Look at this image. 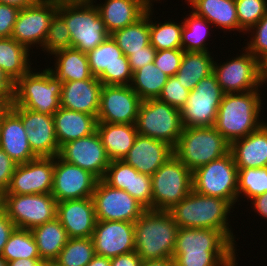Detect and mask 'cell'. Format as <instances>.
Masks as SVG:
<instances>
[{
  "instance_id": "1",
  "label": "cell",
  "mask_w": 267,
  "mask_h": 266,
  "mask_svg": "<svg viewBox=\"0 0 267 266\" xmlns=\"http://www.w3.org/2000/svg\"><path fill=\"white\" fill-rule=\"evenodd\" d=\"M236 248L220 230L179 228L172 258L175 266H238Z\"/></svg>"
},
{
  "instance_id": "2",
  "label": "cell",
  "mask_w": 267,
  "mask_h": 266,
  "mask_svg": "<svg viewBox=\"0 0 267 266\" xmlns=\"http://www.w3.org/2000/svg\"><path fill=\"white\" fill-rule=\"evenodd\" d=\"M235 209L227 200L201 195L192 190L168 212L179 228L220 230L235 246L236 236L229 224ZM230 226V227H229Z\"/></svg>"
},
{
  "instance_id": "3",
  "label": "cell",
  "mask_w": 267,
  "mask_h": 266,
  "mask_svg": "<svg viewBox=\"0 0 267 266\" xmlns=\"http://www.w3.org/2000/svg\"><path fill=\"white\" fill-rule=\"evenodd\" d=\"M261 93L260 89H256L224 94L214 127L230 144L246 137L266 122L260 116L264 108Z\"/></svg>"
},
{
  "instance_id": "4",
  "label": "cell",
  "mask_w": 267,
  "mask_h": 266,
  "mask_svg": "<svg viewBox=\"0 0 267 266\" xmlns=\"http://www.w3.org/2000/svg\"><path fill=\"white\" fill-rule=\"evenodd\" d=\"M178 229L168 211L147 209L134 223L135 252L141 260L172 258Z\"/></svg>"
},
{
  "instance_id": "5",
  "label": "cell",
  "mask_w": 267,
  "mask_h": 266,
  "mask_svg": "<svg viewBox=\"0 0 267 266\" xmlns=\"http://www.w3.org/2000/svg\"><path fill=\"white\" fill-rule=\"evenodd\" d=\"M46 67L39 72L34 67L15 82V106L46 115H53L61 107L62 81Z\"/></svg>"
},
{
  "instance_id": "6",
  "label": "cell",
  "mask_w": 267,
  "mask_h": 266,
  "mask_svg": "<svg viewBox=\"0 0 267 266\" xmlns=\"http://www.w3.org/2000/svg\"><path fill=\"white\" fill-rule=\"evenodd\" d=\"M230 152V143L211 127L183 128L173 154L192 172Z\"/></svg>"
},
{
  "instance_id": "7",
  "label": "cell",
  "mask_w": 267,
  "mask_h": 266,
  "mask_svg": "<svg viewBox=\"0 0 267 266\" xmlns=\"http://www.w3.org/2000/svg\"><path fill=\"white\" fill-rule=\"evenodd\" d=\"M57 13L67 24L72 48L87 53L110 37L94 4H58Z\"/></svg>"
},
{
  "instance_id": "8",
  "label": "cell",
  "mask_w": 267,
  "mask_h": 266,
  "mask_svg": "<svg viewBox=\"0 0 267 266\" xmlns=\"http://www.w3.org/2000/svg\"><path fill=\"white\" fill-rule=\"evenodd\" d=\"M192 183L195 192L222 198L234 207L238 202V168L232 153L196 168Z\"/></svg>"
},
{
  "instance_id": "9",
  "label": "cell",
  "mask_w": 267,
  "mask_h": 266,
  "mask_svg": "<svg viewBox=\"0 0 267 266\" xmlns=\"http://www.w3.org/2000/svg\"><path fill=\"white\" fill-rule=\"evenodd\" d=\"M152 210L169 211L192 190V171L174 154L151 176Z\"/></svg>"
},
{
  "instance_id": "10",
  "label": "cell",
  "mask_w": 267,
  "mask_h": 266,
  "mask_svg": "<svg viewBox=\"0 0 267 266\" xmlns=\"http://www.w3.org/2000/svg\"><path fill=\"white\" fill-rule=\"evenodd\" d=\"M138 134L175 147L183 130L180 109L158 99L141 102L135 122Z\"/></svg>"
},
{
  "instance_id": "11",
  "label": "cell",
  "mask_w": 267,
  "mask_h": 266,
  "mask_svg": "<svg viewBox=\"0 0 267 266\" xmlns=\"http://www.w3.org/2000/svg\"><path fill=\"white\" fill-rule=\"evenodd\" d=\"M223 96L214 73L201 79L180 110L183 128L214 126Z\"/></svg>"
},
{
  "instance_id": "12",
  "label": "cell",
  "mask_w": 267,
  "mask_h": 266,
  "mask_svg": "<svg viewBox=\"0 0 267 266\" xmlns=\"http://www.w3.org/2000/svg\"><path fill=\"white\" fill-rule=\"evenodd\" d=\"M4 211L16 228L31 230L53 220L57 201L48 194H4Z\"/></svg>"
},
{
  "instance_id": "13",
  "label": "cell",
  "mask_w": 267,
  "mask_h": 266,
  "mask_svg": "<svg viewBox=\"0 0 267 266\" xmlns=\"http://www.w3.org/2000/svg\"><path fill=\"white\" fill-rule=\"evenodd\" d=\"M226 62L214 61L213 73L224 94L245 93L260 89L258 59L245 47ZM229 60V61H228Z\"/></svg>"
},
{
  "instance_id": "14",
  "label": "cell",
  "mask_w": 267,
  "mask_h": 266,
  "mask_svg": "<svg viewBox=\"0 0 267 266\" xmlns=\"http://www.w3.org/2000/svg\"><path fill=\"white\" fill-rule=\"evenodd\" d=\"M57 10L58 4L54 0H38L33 5L20 9L11 38L32 53L35 45L36 49L42 48L51 19Z\"/></svg>"
},
{
  "instance_id": "15",
  "label": "cell",
  "mask_w": 267,
  "mask_h": 266,
  "mask_svg": "<svg viewBox=\"0 0 267 266\" xmlns=\"http://www.w3.org/2000/svg\"><path fill=\"white\" fill-rule=\"evenodd\" d=\"M90 71L103 85H130L133 72L128 58L112 37L86 53Z\"/></svg>"
},
{
  "instance_id": "16",
  "label": "cell",
  "mask_w": 267,
  "mask_h": 266,
  "mask_svg": "<svg viewBox=\"0 0 267 266\" xmlns=\"http://www.w3.org/2000/svg\"><path fill=\"white\" fill-rule=\"evenodd\" d=\"M97 221H126L135 223L147 210L125 190L115 189L98 180L92 194Z\"/></svg>"
},
{
  "instance_id": "17",
  "label": "cell",
  "mask_w": 267,
  "mask_h": 266,
  "mask_svg": "<svg viewBox=\"0 0 267 266\" xmlns=\"http://www.w3.org/2000/svg\"><path fill=\"white\" fill-rule=\"evenodd\" d=\"M141 102L130 85H103L97 120L112 124H135Z\"/></svg>"
},
{
  "instance_id": "18",
  "label": "cell",
  "mask_w": 267,
  "mask_h": 266,
  "mask_svg": "<svg viewBox=\"0 0 267 266\" xmlns=\"http://www.w3.org/2000/svg\"><path fill=\"white\" fill-rule=\"evenodd\" d=\"M98 178L79 166L54 157L51 195L57 202L92 197Z\"/></svg>"
},
{
  "instance_id": "19",
  "label": "cell",
  "mask_w": 267,
  "mask_h": 266,
  "mask_svg": "<svg viewBox=\"0 0 267 266\" xmlns=\"http://www.w3.org/2000/svg\"><path fill=\"white\" fill-rule=\"evenodd\" d=\"M67 163L89 171L99 180L103 179L110 164L98 132L63 144L59 155Z\"/></svg>"
},
{
  "instance_id": "20",
  "label": "cell",
  "mask_w": 267,
  "mask_h": 266,
  "mask_svg": "<svg viewBox=\"0 0 267 266\" xmlns=\"http://www.w3.org/2000/svg\"><path fill=\"white\" fill-rule=\"evenodd\" d=\"M53 174L54 157H38L32 161L17 164L4 194L51 193Z\"/></svg>"
},
{
  "instance_id": "21",
  "label": "cell",
  "mask_w": 267,
  "mask_h": 266,
  "mask_svg": "<svg viewBox=\"0 0 267 266\" xmlns=\"http://www.w3.org/2000/svg\"><path fill=\"white\" fill-rule=\"evenodd\" d=\"M10 108L21 118L29 145L37 157H55L59 155L60 147L55 133L53 115L20 108L12 102Z\"/></svg>"
},
{
  "instance_id": "22",
  "label": "cell",
  "mask_w": 267,
  "mask_h": 266,
  "mask_svg": "<svg viewBox=\"0 0 267 266\" xmlns=\"http://www.w3.org/2000/svg\"><path fill=\"white\" fill-rule=\"evenodd\" d=\"M95 253L106 258L135 251L134 223L97 221L92 234Z\"/></svg>"
},
{
  "instance_id": "23",
  "label": "cell",
  "mask_w": 267,
  "mask_h": 266,
  "mask_svg": "<svg viewBox=\"0 0 267 266\" xmlns=\"http://www.w3.org/2000/svg\"><path fill=\"white\" fill-rule=\"evenodd\" d=\"M68 238L92 237L97 222L92 197L57 202V215Z\"/></svg>"
},
{
  "instance_id": "24",
  "label": "cell",
  "mask_w": 267,
  "mask_h": 266,
  "mask_svg": "<svg viewBox=\"0 0 267 266\" xmlns=\"http://www.w3.org/2000/svg\"><path fill=\"white\" fill-rule=\"evenodd\" d=\"M172 155L173 148L167 143L138 134L123 161L139 173L152 176Z\"/></svg>"
},
{
  "instance_id": "25",
  "label": "cell",
  "mask_w": 267,
  "mask_h": 266,
  "mask_svg": "<svg viewBox=\"0 0 267 266\" xmlns=\"http://www.w3.org/2000/svg\"><path fill=\"white\" fill-rule=\"evenodd\" d=\"M0 148L17 164L38 158L29 145L21 118L10 107L0 119Z\"/></svg>"
},
{
  "instance_id": "26",
  "label": "cell",
  "mask_w": 267,
  "mask_h": 266,
  "mask_svg": "<svg viewBox=\"0 0 267 266\" xmlns=\"http://www.w3.org/2000/svg\"><path fill=\"white\" fill-rule=\"evenodd\" d=\"M102 86L98 79L62 82L60 105L97 117Z\"/></svg>"
},
{
  "instance_id": "27",
  "label": "cell",
  "mask_w": 267,
  "mask_h": 266,
  "mask_svg": "<svg viewBox=\"0 0 267 266\" xmlns=\"http://www.w3.org/2000/svg\"><path fill=\"white\" fill-rule=\"evenodd\" d=\"M230 152L237 168L267 167V122L246 137L233 141Z\"/></svg>"
},
{
  "instance_id": "28",
  "label": "cell",
  "mask_w": 267,
  "mask_h": 266,
  "mask_svg": "<svg viewBox=\"0 0 267 266\" xmlns=\"http://www.w3.org/2000/svg\"><path fill=\"white\" fill-rule=\"evenodd\" d=\"M94 4L109 34L131 25L150 8L143 0H104Z\"/></svg>"
},
{
  "instance_id": "29",
  "label": "cell",
  "mask_w": 267,
  "mask_h": 266,
  "mask_svg": "<svg viewBox=\"0 0 267 266\" xmlns=\"http://www.w3.org/2000/svg\"><path fill=\"white\" fill-rule=\"evenodd\" d=\"M185 2L191 7L192 12L214 25L213 28L222 29L224 33L229 30L246 35L239 26L235 0H185Z\"/></svg>"
},
{
  "instance_id": "30",
  "label": "cell",
  "mask_w": 267,
  "mask_h": 266,
  "mask_svg": "<svg viewBox=\"0 0 267 266\" xmlns=\"http://www.w3.org/2000/svg\"><path fill=\"white\" fill-rule=\"evenodd\" d=\"M53 118L59 147L97 131L98 120L94 115L60 107Z\"/></svg>"
},
{
  "instance_id": "31",
  "label": "cell",
  "mask_w": 267,
  "mask_h": 266,
  "mask_svg": "<svg viewBox=\"0 0 267 266\" xmlns=\"http://www.w3.org/2000/svg\"><path fill=\"white\" fill-rule=\"evenodd\" d=\"M97 132L110 161L123 160L138 135L135 124L98 122Z\"/></svg>"
},
{
  "instance_id": "32",
  "label": "cell",
  "mask_w": 267,
  "mask_h": 266,
  "mask_svg": "<svg viewBox=\"0 0 267 266\" xmlns=\"http://www.w3.org/2000/svg\"><path fill=\"white\" fill-rule=\"evenodd\" d=\"M53 57L54 68L48 69L62 82L98 79L90 71L87 54L81 50L64 49L55 52Z\"/></svg>"
},
{
  "instance_id": "33",
  "label": "cell",
  "mask_w": 267,
  "mask_h": 266,
  "mask_svg": "<svg viewBox=\"0 0 267 266\" xmlns=\"http://www.w3.org/2000/svg\"><path fill=\"white\" fill-rule=\"evenodd\" d=\"M30 231L33 234L42 261H55L69 239L66 230L57 217L32 228Z\"/></svg>"
},
{
  "instance_id": "34",
  "label": "cell",
  "mask_w": 267,
  "mask_h": 266,
  "mask_svg": "<svg viewBox=\"0 0 267 266\" xmlns=\"http://www.w3.org/2000/svg\"><path fill=\"white\" fill-rule=\"evenodd\" d=\"M212 52L184 51L175 77L187 90L192 91L197 83L213 73L214 55Z\"/></svg>"
},
{
  "instance_id": "35",
  "label": "cell",
  "mask_w": 267,
  "mask_h": 266,
  "mask_svg": "<svg viewBox=\"0 0 267 266\" xmlns=\"http://www.w3.org/2000/svg\"><path fill=\"white\" fill-rule=\"evenodd\" d=\"M31 54L33 53L15 39L0 38V68L14 82L32 69Z\"/></svg>"
},
{
  "instance_id": "36",
  "label": "cell",
  "mask_w": 267,
  "mask_h": 266,
  "mask_svg": "<svg viewBox=\"0 0 267 266\" xmlns=\"http://www.w3.org/2000/svg\"><path fill=\"white\" fill-rule=\"evenodd\" d=\"M110 36L126 57L149 45V9L138 21L114 31Z\"/></svg>"
},
{
  "instance_id": "37",
  "label": "cell",
  "mask_w": 267,
  "mask_h": 266,
  "mask_svg": "<svg viewBox=\"0 0 267 266\" xmlns=\"http://www.w3.org/2000/svg\"><path fill=\"white\" fill-rule=\"evenodd\" d=\"M186 15L188 17H183L184 24L181 36L182 50L210 52L206 41H208L207 37L211 36L210 31L212 32L211 28L213 25L208 20L196 15L192 11Z\"/></svg>"
},
{
  "instance_id": "38",
  "label": "cell",
  "mask_w": 267,
  "mask_h": 266,
  "mask_svg": "<svg viewBox=\"0 0 267 266\" xmlns=\"http://www.w3.org/2000/svg\"><path fill=\"white\" fill-rule=\"evenodd\" d=\"M168 78L169 76L152 62L133 72L130 86L142 101L158 99Z\"/></svg>"
},
{
  "instance_id": "39",
  "label": "cell",
  "mask_w": 267,
  "mask_h": 266,
  "mask_svg": "<svg viewBox=\"0 0 267 266\" xmlns=\"http://www.w3.org/2000/svg\"><path fill=\"white\" fill-rule=\"evenodd\" d=\"M154 7L149 8V31L150 44L157 50L165 49H182L181 36L183 29V21L174 22L169 19L165 22L151 20L153 18ZM152 17V18H151Z\"/></svg>"
},
{
  "instance_id": "40",
  "label": "cell",
  "mask_w": 267,
  "mask_h": 266,
  "mask_svg": "<svg viewBox=\"0 0 267 266\" xmlns=\"http://www.w3.org/2000/svg\"><path fill=\"white\" fill-rule=\"evenodd\" d=\"M1 256L7 261L41 259L37 244L30 230L15 228L10 234Z\"/></svg>"
},
{
  "instance_id": "41",
  "label": "cell",
  "mask_w": 267,
  "mask_h": 266,
  "mask_svg": "<svg viewBox=\"0 0 267 266\" xmlns=\"http://www.w3.org/2000/svg\"><path fill=\"white\" fill-rule=\"evenodd\" d=\"M95 255L91 237L69 238L55 261L59 266H86Z\"/></svg>"
},
{
  "instance_id": "42",
  "label": "cell",
  "mask_w": 267,
  "mask_h": 266,
  "mask_svg": "<svg viewBox=\"0 0 267 266\" xmlns=\"http://www.w3.org/2000/svg\"><path fill=\"white\" fill-rule=\"evenodd\" d=\"M238 202L243 197L249 200L267 192V167L238 168Z\"/></svg>"
},
{
  "instance_id": "43",
  "label": "cell",
  "mask_w": 267,
  "mask_h": 266,
  "mask_svg": "<svg viewBox=\"0 0 267 266\" xmlns=\"http://www.w3.org/2000/svg\"><path fill=\"white\" fill-rule=\"evenodd\" d=\"M72 48L71 36L65 20L56 13L51 19L42 50L52 56L55 52Z\"/></svg>"
},
{
  "instance_id": "44",
  "label": "cell",
  "mask_w": 267,
  "mask_h": 266,
  "mask_svg": "<svg viewBox=\"0 0 267 266\" xmlns=\"http://www.w3.org/2000/svg\"><path fill=\"white\" fill-rule=\"evenodd\" d=\"M239 26L247 32L267 13V0H235Z\"/></svg>"
},
{
  "instance_id": "45",
  "label": "cell",
  "mask_w": 267,
  "mask_h": 266,
  "mask_svg": "<svg viewBox=\"0 0 267 266\" xmlns=\"http://www.w3.org/2000/svg\"><path fill=\"white\" fill-rule=\"evenodd\" d=\"M102 180L112 188L125 190L130 194L133 183V167L123 160L110 161Z\"/></svg>"
},
{
  "instance_id": "46",
  "label": "cell",
  "mask_w": 267,
  "mask_h": 266,
  "mask_svg": "<svg viewBox=\"0 0 267 266\" xmlns=\"http://www.w3.org/2000/svg\"><path fill=\"white\" fill-rule=\"evenodd\" d=\"M251 35L244 46L258 61L267 56V13L246 34Z\"/></svg>"
},
{
  "instance_id": "47",
  "label": "cell",
  "mask_w": 267,
  "mask_h": 266,
  "mask_svg": "<svg viewBox=\"0 0 267 266\" xmlns=\"http://www.w3.org/2000/svg\"><path fill=\"white\" fill-rule=\"evenodd\" d=\"M182 85L183 84L175 76L169 77L166 84L163 86L158 100L181 110L190 92Z\"/></svg>"
},
{
  "instance_id": "48",
  "label": "cell",
  "mask_w": 267,
  "mask_h": 266,
  "mask_svg": "<svg viewBox=\"0 0 267 266\" xmlns=\"http://www.w3.org/2000/svg\"><path fill=\"white\" fill-rule=\"evenodd\" d=\"M130 195L146 209L152 210V179L147 174L139 173L133 167V183Z\"/></svg>"
},
{
  "instance_id": "49",
  "label": "cell",
  "mask_w": 267,
  "mask_h": 266,
  "mask_svg": "<svg viewBox=\"0 0 267 266\" xmlns=\"http://www.w3.org/2000/svg\"><path fill=\"white\" fill-rule=\"evenodd\" d=\"M184 55L182 49H165L156 51L154 64L169 77L175 76Z\"/></svg>"
},
{
  "instance_id": "50",
  "label": "cell",
  "mask_w": 267,
  "mask_h": 266,
  "mask_svg": "<svg viewBox=\"0 0 267 266\" xmlns=\"http://www.w3.org/2000/svg\"><path fill=\"white\" fill-rule=\"evenodd\" d=\"M20 9L0 3V38H10Z\"/></svg>"
},
{
  "instance_id": "51",
  "label": "cell",
  "mask_w": 267,
  "mask_h": 266,
  "mask_svg": "<svg viewBox=\"0 0 267 266\" xmlns=\"http://www.w3.org/2000/svg\"><path fill=\"white\" fill-rule=\"evenodd\" d=\"M156 51L157 50L151 44H149L141 50L133 52L131 55H129L127 58L132 72H135L138 69H141L143 66L154 62Z\"/></svg>"
},
{
  "instance_id": "52",
  "label": "cell",
  "mask_w": 267,
  "mask_h": 266,
  "mask_svg": "<svg viewBox=\"0 0 267 266\" xmlns=\"http://www.w3.org/2000/svg\"><path fill=\"white\" fill-rule=\"evenodd\" d=\"M17 163L0 148V189L6 192L9 187L11 177L16 169Z\"/></svg>"
},
{
  "instance_id": "53",
  "label": "cell",
  "mask_w": 267,
  "mask_h": 266,
  "mask_svg": "<svg viewBox=\"0 0 267 266\" xmlns=\"http://www.w3.org/2000/svg\"><path fill=\"white\" fill-rule=\"evenodd\" d=\"M14 223L9 219L5 211L0 213V255L3 252L10 234L15 229Z\"/></svg>"
},
{
  "instance_id": "54",
  "label": "cell",
  "mask_w": 267,
  "mask_h": 266,
  "mask_svg": "<svg viewBox=\"0 0 267 266\" xmlns=\"http://www.w3.org/2000/svg\"><path fill=\"white\" fill-rule=\"evenodd\" d=\"M15 93V82L0 68V96L6 98L10 103Z\"/></svg>"
},
{
  "instance_id": "55",
  "label": "cell",
  "mask_w": 267,
  "mask_h": 266,
  "mask_svg": "<svg viewBox=\"0 0 267 266\" xmlns=\"http://www.w3.org/2000/svg\"><path fill=\"white\" fill-rule=\"evenodd\" d=\"M142 260L135 252L111 258V266H141Z\"/></svg>"
},
{
  "instance_id": "56",
  "label": "cell",
  "mask_w": 267,
  "mask_h": 266,
  "mask_svg": "<svg viewBox=\"0 0 267 266\" xmlns=\"http://www.w3.org/2000/svg\"><path fill=\"white\" fill-rule=\"evenodd\" d=\"M251 201V208L260 216V218L267 220V192L254 197Z\"/></svg>"
},
{
  "instance_id": "57",
  "label": "cell",
  "mask_w": 267,
  "mask_h": 266,
  "mask_svg": "<svg viewBox=\"0 0 267 266\" xmlns=\"http://www.w3.org/2000/svg\"><path fill=\"white\" fill-rule=\"evenodd\" d=\"M141 266H175L173 258L142 260Z\"/></svg>"
},
{
  "instance_id": "58",
  "label": "cell",
  "mask_w": 267,
  "mask_h": 266,
  "mask_svg": "<svg viewBox=\"0 0 267 266\" xmlns=\"http://www.w3.org/2000/svg\"><path fill=\"white\" fill-rule=\"evenodd\" d=\"M8 266H42L41 259H17L8 262Z\"/></svg>"
},
{
  "instance_id": "59",
  "label": "cell",
  "mask_w": 267,
  "mask_h": 266,
  "mask_svg": "<svg viewBox=\"0 0 267 266\" xmlns=\"http://www.w3.org/2000/svg\"><path fill=\"white\" fill-rule=\"evenodd\" d=\"M259 67V81L261 86L267 83V56L262 57L258 61Z\"/></svg>"
},
{
  "instance_id": "60",
  "label": "cell",
  "mask_w": 267,
  "mask_h": 266,
  "mask_svg": "<svg viewBox=\"0 0 267 266\" xmlns=\"http://www.w3.org/2000/svg\"><path fill=\"white\" fill-rule=\"evenodd\" d=\"M37 1L38 0H0V3L12 5L19 9H23V8L33 5Z\"/></svg>"
},
{
  "instance_id": "61",
  "label": "cell",
  "mask_w": 267,
  "mask_h": 266,
  "mask_svg": "<svg viewBox=\"0 0 267 266\" xmlns=\"http://www.w3.org/2000/svg\"><path fill=\"white\" fill-rule=\"evenodd\" d=\"M86 266H111V259L96 254Z\"/></svg>"
},
{
  "instance_id": "62",
  "label": "cell",
  "mask_w": 267,
  "mask_h": 266,
  "mask_svg": "<svg viewBox=\"0 0 267 266\" xmlns=\"http://www.w3.org/2000/svg\"><path fill=\"white\" fill-rule=\"evenodd\" d=\"M57 4H94L97 0H54Z\"/></svg>"
},
{
  "instance_id": "63",
  "label": "cell",
  "mask_w": 267,
  "mask_h": 266,
  "mask_svg": "<svg viewBox=\"0 0 267 266\" xmlns=\"http://www.w3.org/2000/svg\"><path fill=\"white\" fill-rule=\"evenodd\" d=\"M10 107V102L4 98L0 96V119L1 116L9 109Z\"/></svg>"
},
{
  "instance_id": "64",
  "label": "cell",
  "mask_w": 267,
  "mask_h": 266,
  "mask_svg": "<svg viewBox=\"0 0 267 266\" xmlns=\"http://www.w3.org/2000/svg\"><path fill=\"white\" fill-rule=\"evenodd\" d=\"M4 191L0 189V213L4 211Z\"/></svg>"
},
{
  "instance_id": "65",
  "label": "cell",
  "mask_w": 267,
  "mask_h": 266,
  "mask_svg": "<svg viewBox=\"0 0 267 266\" xmlns=\"http://www.w3.org/2000/svg\"><path fill=\"white\" fill-rule=\"evenodd\" d=\"M42 266H59L56 261H42Z\"/></svg>"
},
{
  "instance_id": "66",
  "label": "cell",
  "mask_w": 267,
  "mask_h": 266,
  "mask_svg": "<svg viewBox=\"0 0 267 266\" xmlns=\"http://www.w3.org/2000/svg\"><path fill=\"white\" fill-rule=\"evenodd\" d=\"M149 7H153V3L157 2V3H160L159 1L160 0H143Z\"/></svg>"
},
{
  "instance_id": "67",
  "label": "cell",
  "mask_w": 267,
  "mask_h": 266,
  "mask_svg": "<svg viewBox=\"0 0 267 266\" xmlns=\"http://www.w3.org/2000/svg\"><path fill=\"white\" fill-rule=\"evenodd\" d=\"M0 266H8V262L0 255Z\"/></svg>"
}]
</instances>
